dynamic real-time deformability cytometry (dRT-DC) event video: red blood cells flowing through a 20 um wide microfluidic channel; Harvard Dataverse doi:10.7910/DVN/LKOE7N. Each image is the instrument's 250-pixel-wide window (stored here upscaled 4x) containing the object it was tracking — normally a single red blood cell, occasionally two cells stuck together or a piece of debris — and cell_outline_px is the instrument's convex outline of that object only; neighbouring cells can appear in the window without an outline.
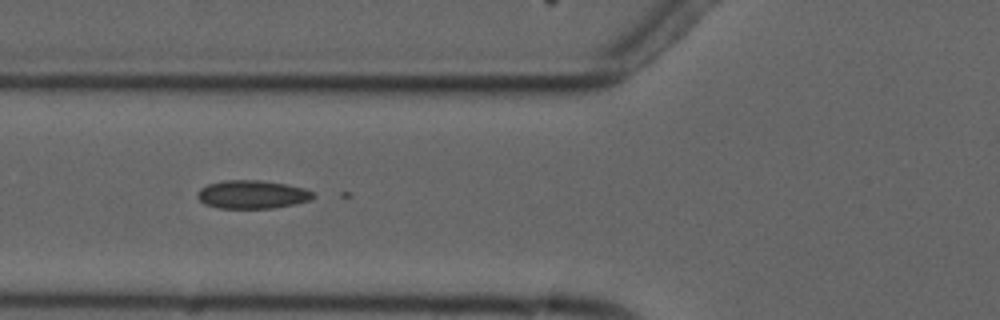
{"species": "common noctule bat (a hibernating species)", "species_latin": "Nyctalus noctula", "temperature_condition": "cold", "stored_images_in_passage": 10, "camera_frame_rate_fps": 3000, "um_per_image_px": 0.085, "animal": {"sex": "male", "forearm_length_mm": 52.5}, "frame": {"image": 1, "passage_image": 6, "time_ms": 5.667, "image_size_px": [1000, 320], "cell_outline_px": [[316, 196], [308, 200], [296, 204], [272, 208], [220, 208], [204, 204], [196, 196], [196, 192], [200, 188], [208, 184], [224, 180], [260, 180], [284, 184], [304, 188], [312, 192]], "centroid_in_image_um": [21.4, 16.53], "position_along_channel_um": 104.4, "area_um2": 19.07}}
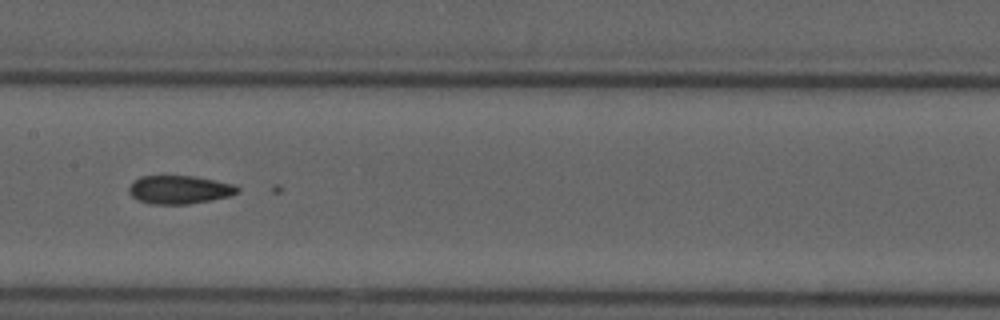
{"frame": {"image": 2, "passage_image": 8, "time_ms": 8.0, "image_size_px": [1000, 320], "cell_outline_px": [[240, 192], [228, 196], [212, 200], [188, 204], [148, 204], [132, 196], [128, 192], [128, 188], [140, 176], [192, 176], [236, 184], [240, 188]], "centroid_in_image_um": [15.28, 16.12], "position_along_channel_um": 192.1, "area_um2": 17.92}}